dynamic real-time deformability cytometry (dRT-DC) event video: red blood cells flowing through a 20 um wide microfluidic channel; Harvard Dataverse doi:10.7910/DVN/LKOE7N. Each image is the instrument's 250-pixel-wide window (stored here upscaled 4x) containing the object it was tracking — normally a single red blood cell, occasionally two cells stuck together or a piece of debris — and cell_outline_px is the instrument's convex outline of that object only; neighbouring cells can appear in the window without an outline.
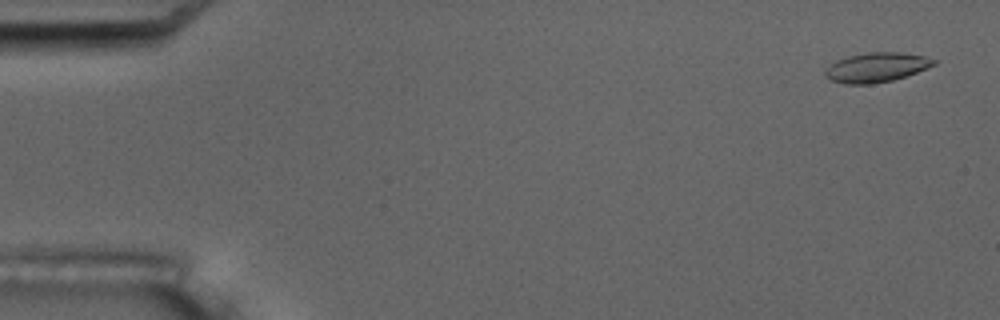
{"species": "common noctule bat (a hibernating species)", "species_latin": "Nyctalus noctula", "temperature_condition": "room temperature", "stored_images_in_passage": 15, "camera_frame_rate_fps": 3000, "um_per_image_px": 0.085, "animal": {"sex": "male", "body_mass_g": 17.5, "forearm_length_mm": 52.3}, "frame": {"image": 1, "passage_image": 1, "time_ms": 0.0, "image_size_px": [1000, 320], "cell_outline_px": [[936, 64], [916, 72], [892, 80], [872, 84], [844, 84], [832, 80], [824, 72], [836, 60], [848, 56], [868, 52], [900, 52], [924, 56], [936, 60]], "centroid_in_image_um": [74.51, 5.72], "position_along_channel_um": 10.5, "area_um2": 18.38}}
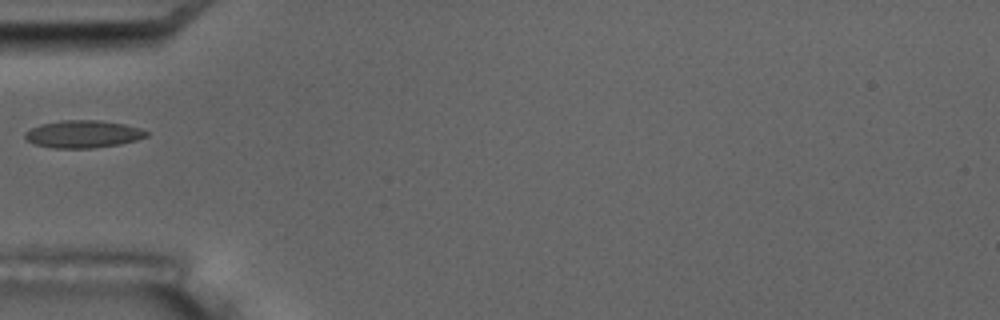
{"frame": {"image": 2, "passage_image": 5, "time_ms": 5.667, "image_size_px": [1000, 320], "cell_outline_px": [[148, 136], [136, 140], [120, 144], [92, 148], [52, 148], [36, 144], [28, 140], [24, 136], [24, 132], [40, 124], [64, 120], [100, 120], [124, 124], [140, 128], [148, 132]], "centroid_in_image_um": [7.07, 11.39], "position_along_channel_um": 77.9, "area_um2": 19.36}, "authors_computed_cell_mechanics": {"area_um2": 18.3226, "velocity_mm_per_s": 3.5183, "shape_relaxation_time_tau1_ms": null, "shape_relaxation_time_tau2_ms": 2.6979, "deformation_change_tau1": null, "deformation_change_tau2": 0.0804}}